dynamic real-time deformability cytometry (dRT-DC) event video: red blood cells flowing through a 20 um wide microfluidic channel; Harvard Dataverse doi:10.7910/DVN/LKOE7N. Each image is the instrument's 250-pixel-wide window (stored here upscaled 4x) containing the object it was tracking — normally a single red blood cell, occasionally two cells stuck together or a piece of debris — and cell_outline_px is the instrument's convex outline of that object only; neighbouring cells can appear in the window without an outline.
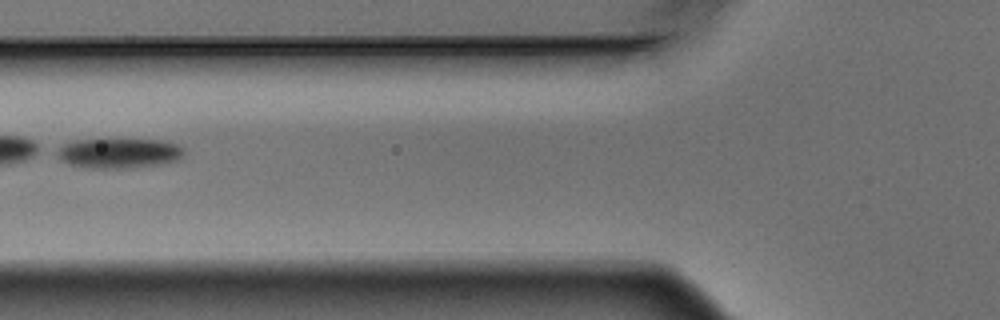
{"species": "Egyptian fruit bat (a non-hibernating species)", "species_latin": "Rousettus aegyptiacus", "temperature_condition": "warm", "stored_images_in_passage": 6, "camera_frame_rate_fps": 3000, "um_per_image_px": 0.085, "animal": {"sex": "male"}, "frame": {"image": 1, "passage_image": 6, "time_ms": 1.667, "image_size_px": [1000, 320], "cell_outline_px": [[184, 156], [180, 160], [160, 164], [132, 168], [88, 168], [68, 164], [56, 156], [52, 152], [64, 144], [76, 140], [164, 140], [176, 144], [184, 148]], "centroid_in_image_um": [10.11, 13.03], "position_along_channel_um": 115.7, "area_um2": 22.37}}